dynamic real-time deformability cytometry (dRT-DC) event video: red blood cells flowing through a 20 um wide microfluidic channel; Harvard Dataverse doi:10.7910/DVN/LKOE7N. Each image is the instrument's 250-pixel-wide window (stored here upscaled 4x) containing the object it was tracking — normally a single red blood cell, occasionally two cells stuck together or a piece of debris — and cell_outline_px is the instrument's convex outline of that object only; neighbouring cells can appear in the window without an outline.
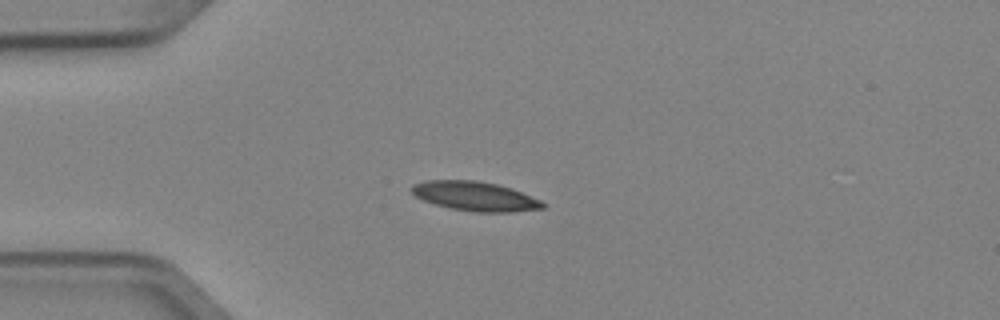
{"species": "Egyptian fruit bat (a non-hibernating species)", "species_latin": "Rousettus aegyptiacus", "temperature_condition": "cold", "stored_images_in_passage": 5, "camera_frame_rate_fps": 3000, "um_per_image_px": 0.085, "animal": {"sex": "female"}, "frame": {"image": 1, "passage_image": 3, "time_ms": 0.667, "image_size_px": [1000, 320], "cell_outline_px": [[548, 204], [544, 208], [512, 212], [476, 212], [452, 208], [436, 204], [424, 200], [416, 196], [412, 192], [412, 184], [424, 180], [476, 180], [496, 184], [512, 188], [540, 200]], "centroid_in_image_um": [40.41, 16.67], "position_along_channel_um": 44.6, "area_um2": 22.31}}
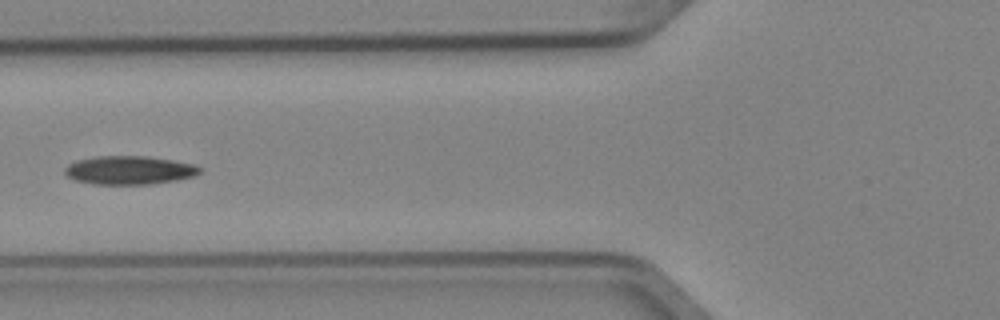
{"frame": {"image": 2, "passage_image": 5, "time_ms": 1.333, "image_size_px": [1000, 320], "cell_outline_px": [[200, 172], [196, 176], [176, 180], [152, 184], [96, 184], [76, 180], [68, 176], [64, 172], [64, 168], [68, 164], [76, 160], [96, 156], [148, 156], [196, 164], [200, 168]], "centroid_in_image_um": [11.01, 14.46], "position_along_channel_um": 114.8, "area_um2": 22.48}}